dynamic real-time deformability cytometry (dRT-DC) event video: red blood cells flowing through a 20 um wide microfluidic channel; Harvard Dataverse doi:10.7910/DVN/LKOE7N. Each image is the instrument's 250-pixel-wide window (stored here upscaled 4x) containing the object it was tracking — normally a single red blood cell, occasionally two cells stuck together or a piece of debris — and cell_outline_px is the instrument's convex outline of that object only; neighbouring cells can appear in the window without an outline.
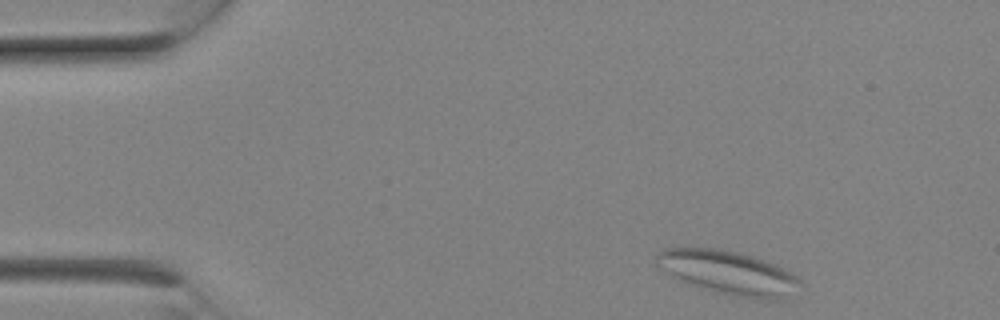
{"species": "Egyptian fruit bat (a non-hibernating species)", "species_latin": "Rousettus aegyptiacus", "temperature_condition": "room temperature", "stored_images_in_passage": 6, "camera_frame_rate_fps": 3000, "um_per_image_px": 0.085, "animal": {"sex": "female"}, "frame": {"image": 1, "passage_image": 1, "time_ms": 0.0, "image_size_px": [1000, 320], "cell_outline_px": [[804, 284], [780, 300], [768, 300], [736, 296], [716, 292], [700, 288], [680, 280], [656, 264], [656, 256], [664, 248], [720, 248], [740, 252], [776, 264], [796, 276]], "centroid_in_image_um": [61.94, 23.17], "position_along_channel_um": 23.1, "area_um2": 36.41}}
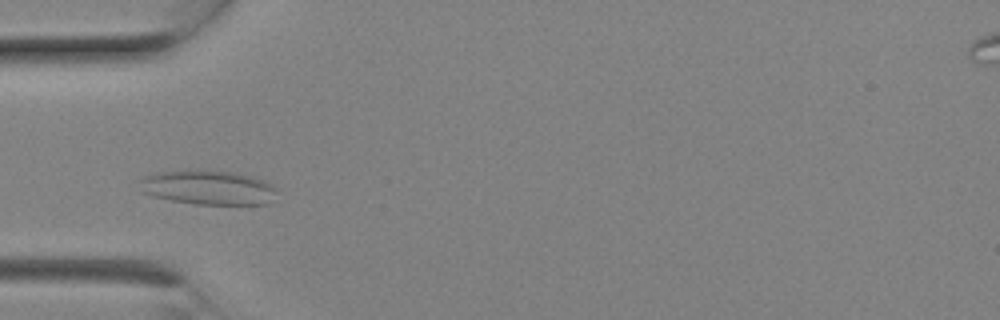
{"frame": {"image": 2, "passage_image": 5, "time_ms": 1.333, "image_size_px": [1000, 320], "cell_outline_px": [[276, 192], [272, 204], [196, 204], [172, 200], [152, 196], [140, 192], [140, 180], [144, 176], [156, 172], [232, 172], [252, 176], [264, 180], [272, 184], [276, 188]], "centroid_in_image_um": [17.73, 15.97], "position_along_channel_um": 67.3, "area_um2": 27.05}}